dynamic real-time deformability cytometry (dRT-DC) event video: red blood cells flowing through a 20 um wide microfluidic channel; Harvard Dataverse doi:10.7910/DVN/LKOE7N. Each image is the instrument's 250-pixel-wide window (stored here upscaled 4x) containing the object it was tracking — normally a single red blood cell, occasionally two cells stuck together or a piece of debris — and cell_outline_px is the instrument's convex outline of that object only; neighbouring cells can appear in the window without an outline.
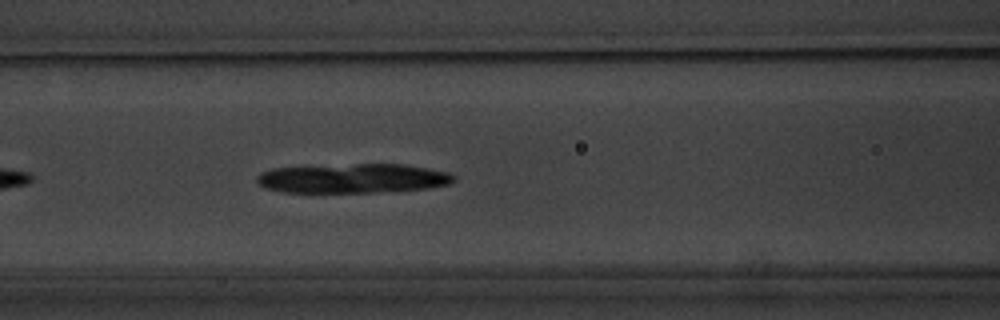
{"species": "common noctule bat (a hibernating species)", "species_latin": "Nyctalus noctula", "temperature_condition": "warm", "stored_images_in_passage": 3, "camera_frame_rate_fps": 3000, "um_per_image_px": 0.085, "animal": {"sex": "male", "body_mass_g": 20.1, "forearm_length_mm": 53.5}, "frame": {"image": 1, "passage_image": 3, "time_ms": 2.0, "image_size_px": [1000, 320], "cell_outline_px": [[456, 180], [448, 184], [428, 188], [376, 192], [284, 192], [264, 188], [256, 184], [256, 176], [260, 172], [272, 168], [356, 164], [404, 164], [428, 168], [448, 172], [456, 176]], "centroid_in_image_um": [29.97, 15.16], "position_along_channel_um": 136.6, "area_um2": 33.81}}